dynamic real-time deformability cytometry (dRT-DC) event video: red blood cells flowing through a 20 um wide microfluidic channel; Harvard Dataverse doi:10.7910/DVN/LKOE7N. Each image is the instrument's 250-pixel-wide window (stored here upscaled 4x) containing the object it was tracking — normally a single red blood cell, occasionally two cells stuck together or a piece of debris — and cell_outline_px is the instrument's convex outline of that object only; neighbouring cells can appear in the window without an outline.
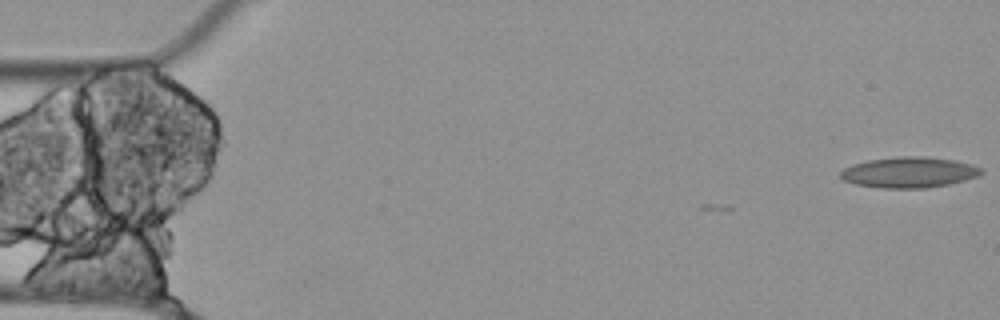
{"species": "Egyptian fruit bat (a non-hibernating species)", "species_latin": "Rousettus aegyptiacus", "temperature_condition": "cold", "stored_images_in_passage": 2, "camera_frame_rate_fps": 3000, "um_per_image_px": 0.085, "animal": {"sex": "female"}, "frame": {"image": 1, "passage_image": 2, "time_ms": 0.333, "image_size_px": [1000, 320], "cell_outline_px": [[984, 172], [976, 176], [964, 180], [948, 184], [924, 188], [884, 188], [856, 184], [844, 180], [840, 176], [840, 172], [844, 168], [852, 164], [868, 160], [900, 156], [920, 156], [956, 160], [972, 164], [984, 168]], "centroid_in_image_um": [77.29, 14.64], "position_along_channel_um": 7.7, "area_um2": 25.14}}